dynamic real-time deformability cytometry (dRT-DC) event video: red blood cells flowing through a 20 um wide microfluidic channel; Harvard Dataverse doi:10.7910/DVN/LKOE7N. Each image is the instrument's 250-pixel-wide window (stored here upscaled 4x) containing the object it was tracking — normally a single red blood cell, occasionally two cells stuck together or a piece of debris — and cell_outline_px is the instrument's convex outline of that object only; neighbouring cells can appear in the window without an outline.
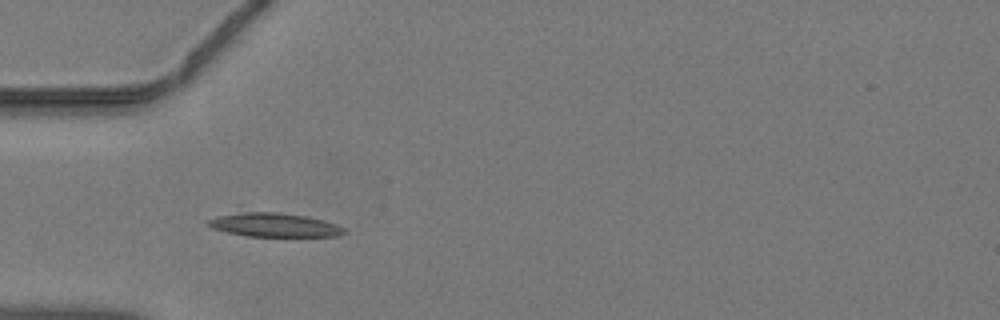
{"species": "common noctule bat (a hibernating species)", "species_latin": "Nyctalus noctula", "temperature_condition": "warm", "stored_images_in_passage": 32, "camera_frame_rate_fps": 3000, "um_per_image_px": 0.085, "animal": {"sex": "male", "body_mass_g": 19.2, "forearm_length_mm": 51.8}, "frame": {"image": 1, "passage_image": 1, "time_ms": 0.0, "image_size_px": [1000, 320], "cell_outline_px": [[348, 232], [340, 236], [248, 236], [228, 232], [212, 228], [208, 224], [208, 220], [220, 216], [244, 212], [280, 212], [304, 216], [324, 220], [336, 224], [344, 228]], "centroid_in_image_um": [23.39, 19.13], "position_along_channel_um": 61.6, "area_um2": 18.61}}
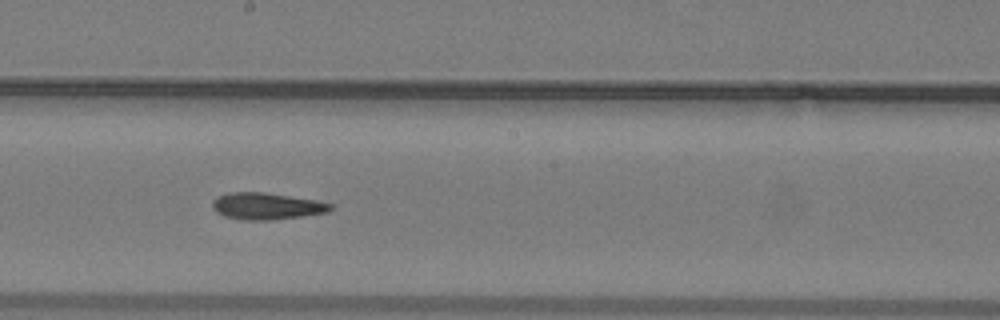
{"frame": {"image": 2, "passage_image": 12, "time_ms": 3.667, "image_size_px": [1000, 320], "cell_outline_px": [[332, 208], [328, 212], [300, 216], [268, 220], [248, 220], [224, 216], [216, 212], [212, 208], [212, 200], [216, 196], [228, 192], [264, 192], [316, 200], [332, 204]], "centroid_in_image_um": [22.61, 17.51], "position_along_channel_um": 225.6, "area_um2": 18.32}}
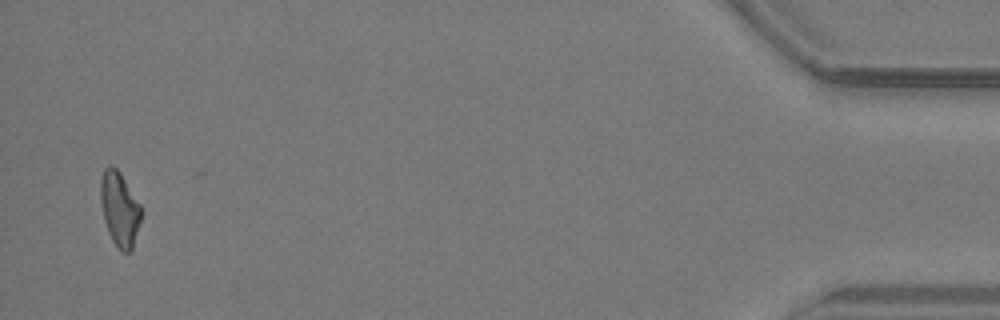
{"frame": {"image": 3, "passage_image": 31, "time_ms": 10.0, "image_size_px": [1000, 320], "cell_outline_px": [[140, 220], [132, 248], [128, 252], [120, 252], [112, 240], [108, 232], [104, 220], [100, 200], [100, 180], [104, 168], [108, 164], [112, 164], [120, 172], [140, 204]], "centroid_in_image_um": [10.13, 17.73], "position_along_channel_um": 425.1, "area_um2": 17.51}}